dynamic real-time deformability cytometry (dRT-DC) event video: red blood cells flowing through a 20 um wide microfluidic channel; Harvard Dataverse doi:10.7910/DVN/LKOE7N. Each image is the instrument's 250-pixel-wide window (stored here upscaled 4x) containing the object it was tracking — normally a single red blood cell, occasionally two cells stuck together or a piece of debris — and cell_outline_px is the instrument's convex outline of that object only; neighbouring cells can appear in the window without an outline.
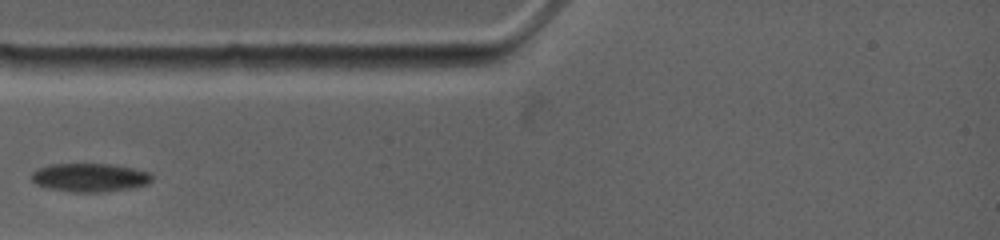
{"species": "common noctule bat (a hibernating species)", "species_latin": "Nyctalus noctula", "temperature_condition": "warm", "stored_images_in_passage": 8, "camera_frame_rate_fps": 4500, "um_per_image_px": 0.085, "animal": {"sex": "female", "body_mass_g": 19.0, "forearm_length_mm": 53.3}, "frame": {"image": 1, "passage_image": 1, "time_ms": 0.0, "image_size_px": [1000, 240], "cell_outline_px": [[152, 180], [148, 184], [128, 188], [100, 192], [72, 192], [48, 188], [36, 184], [32, 180], [32, 172], [40, 168], [52, 164], [112, 164], [132, 168], [148, 172], [152, 176]], "centroid_in_image_um": [7.63, 15.09], "position_along_channel_um": 77.4, "area_um2": 19.77}}
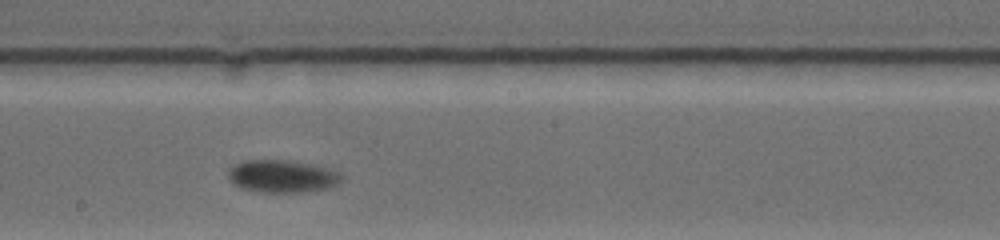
{"frame": {"image": 2, "passage_image": 5, "time_ms": 4.0, "image_size_px": [1000, 240], "cell_outline_px": [[340, 180], [336, 184], [328, 188], [304, 192], [264, 192], [240, 188], [232, 184], [228, 180], [228, 172], [236, 164], [244, 160], [288, 160], [328, 168], [340, 172]], "centroid_in_image_um": [23.94, 14.99], "position_along_channel_um": 224.3, "area_um2": 21.33}}
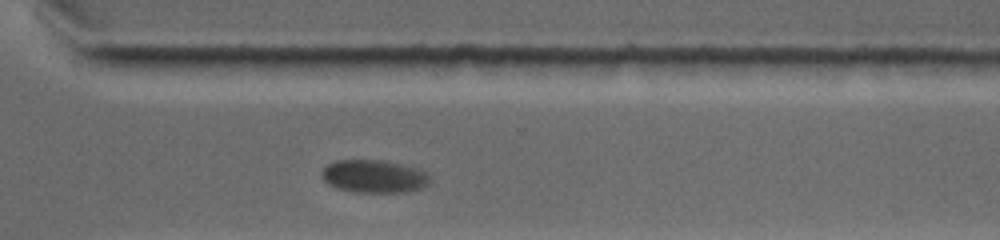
{"frame": {"image": 3, "passage_image": 8, "time_ms": 7.111, "image_size_px": [1000, 240], "cell_outline_px": [[432, 180], [428, 184], [420, 188], [404, 192], [356, 192], [336, 188], [328, 184], [320, 176], [320, 172], [328, 164], [336, 160], [384, 160], [420, 168]], "centroid_in_image_um": [31.78, 14.98], "position_along_channel_um": 338.8, "area_um2": 20.87}}